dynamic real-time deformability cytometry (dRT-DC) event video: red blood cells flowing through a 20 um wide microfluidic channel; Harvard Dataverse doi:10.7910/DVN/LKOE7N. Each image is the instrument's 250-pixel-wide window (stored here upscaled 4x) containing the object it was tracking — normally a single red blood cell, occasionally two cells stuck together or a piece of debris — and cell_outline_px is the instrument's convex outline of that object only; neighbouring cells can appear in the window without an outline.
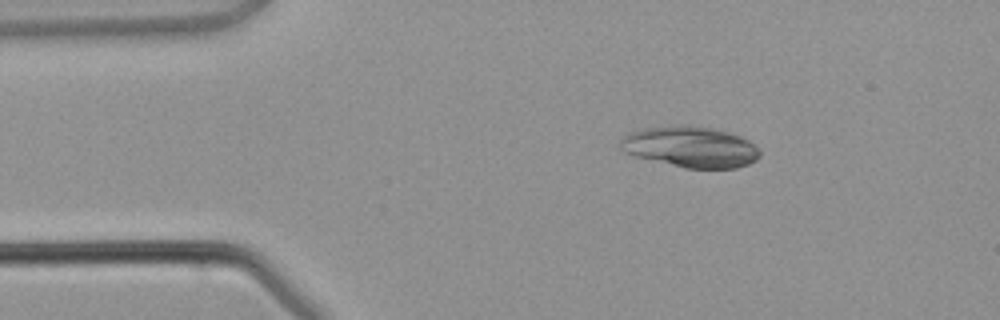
{"species": "common noctule bat (a hibernating species)", "species_latin": "Nyctalus noctula", "temperature_condition": "warm", "stored_images_in_passage": 3, "camera_frame_rate_fps": 3000, "um_per_image_px": 0.085, "animal": {"sex": "male", "body_mass_g": 21.5, "forearm_length_mm": 52.0}, "frame": {"image": 1, "passage_image": 1, "time_ms": 0.0, "image_size_px": [1000, 320], "cell_outline_px": [[760, 156], [756, 160], [748, 164], [736, 168], [684, 168], [636, 156], [624, 152], [620, 148], [620, 140], [628, 132], [640, 128], [676, 124], [692, 124], [716, 128], [740, 136], [748, 140], [760, 152]], "centroid_in_image_um": [58.66, 12.46], "position_along_channel_um": 26.3, "area_um2": 33.7}}